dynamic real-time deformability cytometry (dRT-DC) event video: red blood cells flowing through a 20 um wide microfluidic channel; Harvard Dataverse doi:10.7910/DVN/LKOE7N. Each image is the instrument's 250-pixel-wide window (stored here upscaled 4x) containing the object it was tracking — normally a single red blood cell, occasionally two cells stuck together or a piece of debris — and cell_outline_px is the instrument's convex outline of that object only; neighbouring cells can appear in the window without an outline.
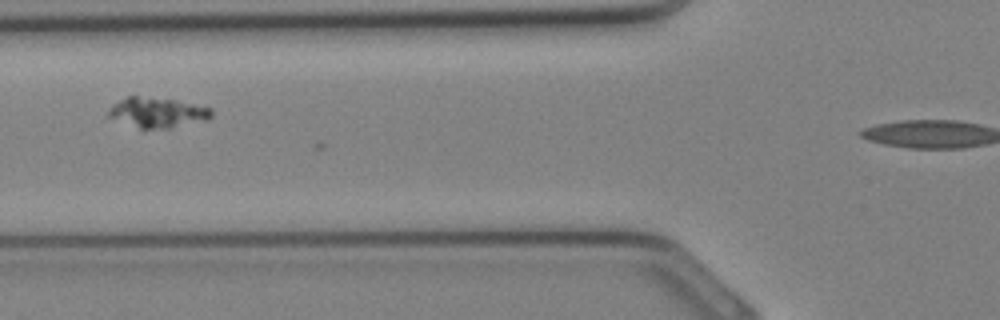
{"species": "Egyptian fruit bat (a non-hibernating species)", "species_latin": "Rousettus aegyptiacus", "temperature_condition": "cold", "stored_images_in_passage": 20, "camera_frame_rate_fps": 3000, "um_per_image_px": 0.085, "animal": {"sex": "female"}, "frame": {"image": 1, "passage_image": 3, "time_ms": 0.667, "image_size_px": [1000, 320], "cell_outline_px": [[212, 116], [208, 120], [168, 128], [140, 128], [108, 116], [108, 112], [112, 104], [128, 96], [136, 96], [172, 100], [212, 108]], "centroid_in_image_um": [13.4, 9.56], "position_along_channel_um": 112.4, "area_um2": 17.57}}
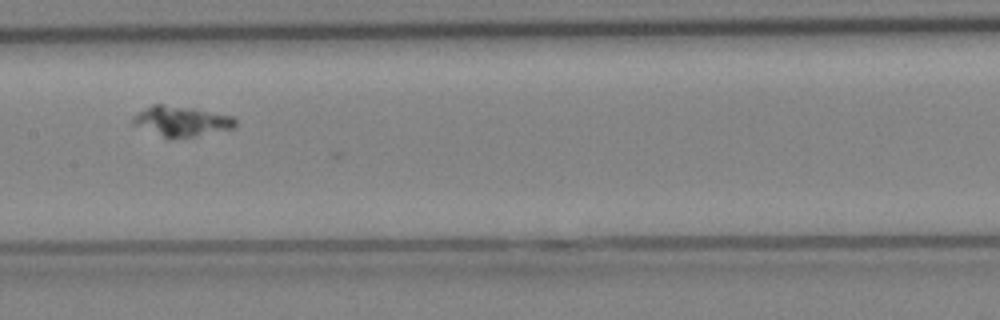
{"frame": {"image": 2, "passage_image": 7, "time_ms": 2.0, "image_size_px": [1000, 320], "cell_outline_px": [[236, 124], [232, 128], [192, 136], [164, 136], [132, 124], [132, 120], [140, 112], [152, 104], [164, 104], [196, 108], [232, 116], [236, 120]], "centroid_in_image_um": [15.45, 10.25], "position_along_channel_um": 192.0, "area_um2": 17.22}}
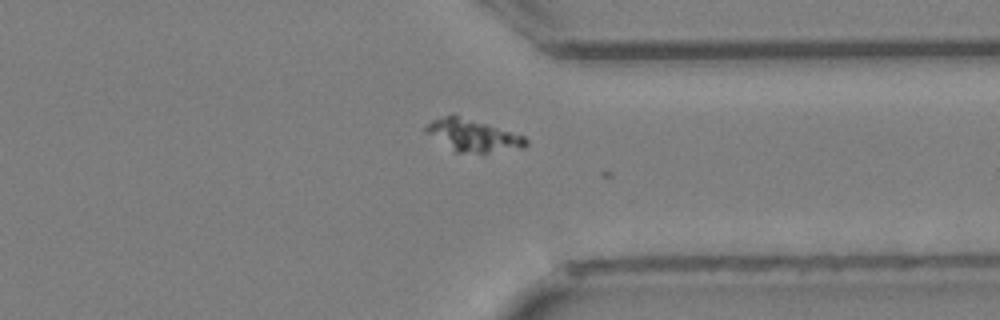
{"frame": {"image": 3, "passage_image": 16, "time_ms": 5.0, "image_size_px": [1000, 320], "cell_outline_px": [[528, 144], [524, 148], [484, 156], [456, 152], [424, 132], [424, 128], [432, 120], [444, 116], [456, 116], [484, 124], [524, 136], [528, 140]], "centroid_in_image_um": [40.25, 11.61], "position_along_channel_um": 371.2, "area_um2": 18.84}}